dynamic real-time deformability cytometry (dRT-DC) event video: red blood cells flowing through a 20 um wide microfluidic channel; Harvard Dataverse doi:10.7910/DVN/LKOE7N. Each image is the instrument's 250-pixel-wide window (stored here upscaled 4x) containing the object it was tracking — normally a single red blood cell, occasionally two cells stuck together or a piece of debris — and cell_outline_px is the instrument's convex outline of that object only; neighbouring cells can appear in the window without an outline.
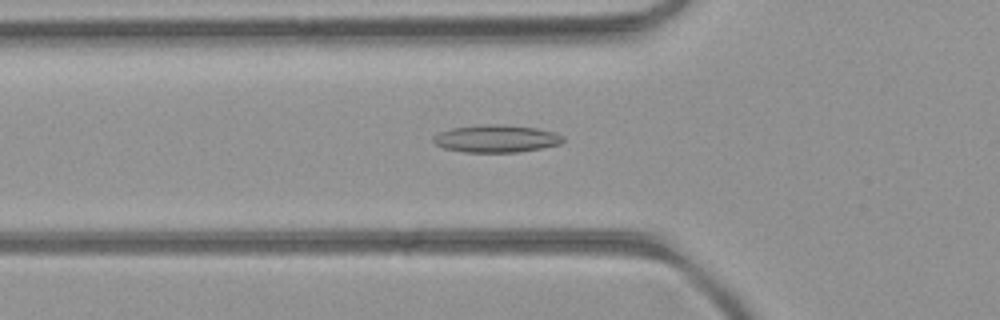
{"species": "common noctule bat (a hibernating species)", "species_latin": "Nyctalus noctula", "temperature_condition": "room temperature", "stored_images_in_passage": 39, "camera_frame_rate_fps": 3000, "um_per_image_px": 0.085, "animal": {"sex": "female", "body_mass_g": 21.9}, "frame": {"image": 1, "passage_image": 7, "time_ms": 2.0, "image_size_px": [1000, 320], "cell_outline_px": [[564, 140], [560, 144], [540, 148], [516, 152], [464, 152], [444, 148], [436, 144], [432, 140], [432, 136], [440, 132], [452, 128], [476, 124], [508, 124], [536, 128], [556, 132], [564, 136]], "centroid_in_image_um": [42.18, 11.76], "position_along_channel_um": 83.6, "area_um2": 20.98}}
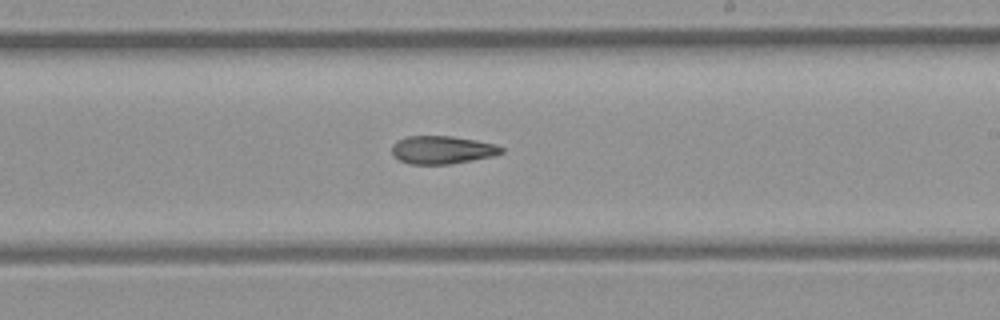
{"frame": {"image": 2, "passage_image": 19, "time_ms": 6.0, "image_size_px": [1000, 320], "cell_outline_px": [[504, 152], [492, 156], [452, 164], [408, 164], [392, 156], [392, 144], [396, 140], [408, 136], [452, 136], [476, 140], [496, 144], [504, 148]], "centroid_in_image_um": [37.57, 12.74], "position_along_channel_um": 251.4, "area_um2": 18.03}}
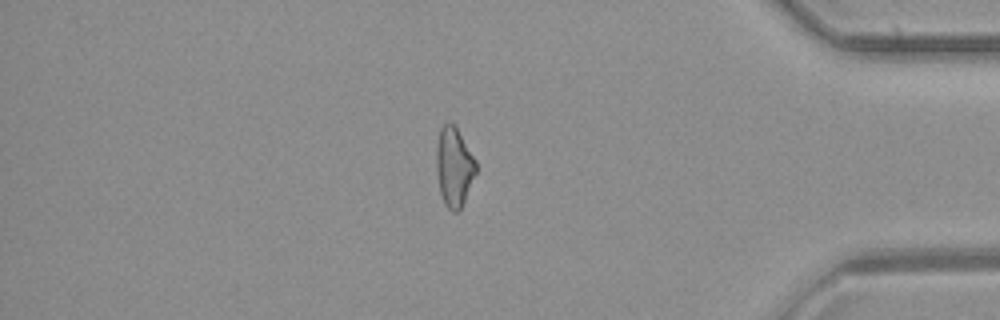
{"frame": {"image": 3, "passage_image": 32, "time_ms": 10.333, "image_size_px": [1000, 320], "cell_outline_px": [[476, 172], [464, 200], [460, 208], [456, 212], [452, 212], [444, 204], [440, 192], [436, 172], [436, 148], [440, 128], [448, 120], [456, 128], [476, 160]], "centroid_in_image_um": [38.57, 14.18], "position_along_channel_um": 396.6, "area_um2": 18.09}, "authors_computed_cell_mechanics": {"area_um2": 18.7272, "velocity_mm_per_s": 4.1824, "shape_relaxation_time_tau1_ms": null, "shape_relaxation_time_tau2_ms": 6.333, "deformation_change_tau1": null, "deformation_change_tau2": 0.1656}}